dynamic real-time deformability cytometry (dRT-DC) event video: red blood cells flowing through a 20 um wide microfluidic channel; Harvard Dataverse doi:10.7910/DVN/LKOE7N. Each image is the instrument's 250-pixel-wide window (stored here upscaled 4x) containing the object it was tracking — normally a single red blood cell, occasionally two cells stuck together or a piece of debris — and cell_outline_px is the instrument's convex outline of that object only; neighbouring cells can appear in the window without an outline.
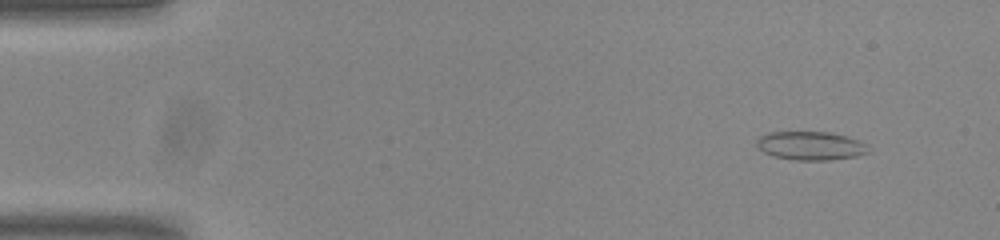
{"species": "common noctule bat (a hibernating species)", "species_latin": "Nyctalus noctula", "temperature_condition": "room temperature", "stored_images_in_passage": 53, "camera_frame_rate_fps": 3000, "um_per_image_px": 0.085, "animal": {"sex": "male", "body_mass_g": 20.0, "forearm_length_mm": 53.3}, "frame": {"image": 1, "passage_image": 5, "time_ms": 1.333, "image_size_px": [1000, 240], "cell_outline_px": [[868, 152], [856, 156], [828, 160], [796, 160], [772, 156], [764, 152], [756, 144], [756, 140], [760, 136], [768, 132], [832, 132], [856, 140], [864, 144]], "centroid_in_image_um": [68.83, 12.39], "position_along_channel_um": 16.2, "area_um2": 18.32}}
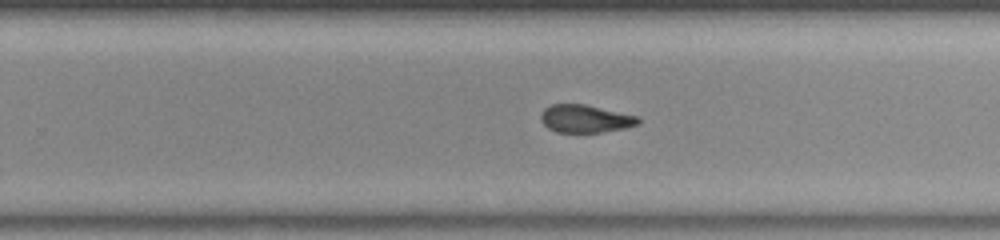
{"frame": {"image": 2, "passage_image": 34, "time_ms": 11.0, "image_size_px": [1000, 240], "cell_outline_px": [[640, 124], [624, 128], [600, 132], [556, 132], [548, 128], [540, 120], [540, 116], [544, 108], [552, 104], [584, 104], [640, 116]], "centroid_in_image_um": [49.76, 10.08], "position_along_channel_um": 280.0, "area_um2": 15.84}}
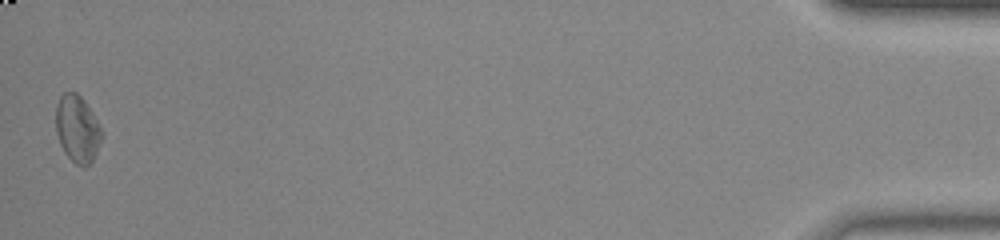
{"frame": {"image": 3, "passage_image": 53, "time_ms": 17.333, "image_size_px": [1000, 240], "cell_outline_px": [[104, 132], [96, 152], [92, 160], [88, 164], [76, 164], [64, 152], [60, 144], [56, 132], [56, 104], [60, 96], [64, 92], [76, 92], [84, 100]], "centroid_in_image_um": [6.56, 10.92], "position_along_channel_um": 428.6, "area_um2": 17.69}, "authors_computed_cell_mechanics": {"area_um2": 17.2822, "velocity_mm_per_s": 3.8353, "shape_relaxation_time_tau1_ms": null, "shape_relaxation_time_tau2_ms": 2.2893, "deformation_change_tau1": null, "deformation_change_tau2": 0.0624}}